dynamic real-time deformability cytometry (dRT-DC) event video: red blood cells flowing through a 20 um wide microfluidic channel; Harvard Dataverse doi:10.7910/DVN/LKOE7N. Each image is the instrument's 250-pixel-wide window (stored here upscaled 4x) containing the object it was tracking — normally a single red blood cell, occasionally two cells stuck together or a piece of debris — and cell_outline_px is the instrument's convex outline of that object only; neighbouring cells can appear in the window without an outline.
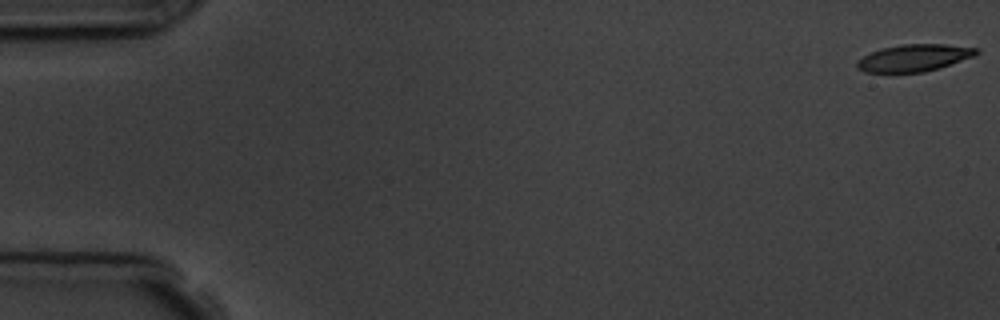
{"species": "common noctule bat (a hibernating species)", "species_latin": "Nyctalus noctula", "temperature_condition": "room temperature", "stored_images_in_passage": 5, "camera_frame_rate_fps": 3000, "um_per_image_px": 0.085, "animal": {"sex": "male", "body_mass_g": 19.5, "forearm_length_mm": 54.6}, "frame": {"image": 1, "passage_image": 1, "time_ms": 0.0, "image_size_px": [1000, 320], "cell_outline_px": [[980, 52], [976, 56], [924, 72], [864, 72], [856, 68], [856, 60], [872, 52], [884, 48], [904, 44], [944, 44], [980, 48]], "centroid_in_image_um": [77.72, 4.91], "position_along_channel_um": 7.3, "area_um2": 18.73}}
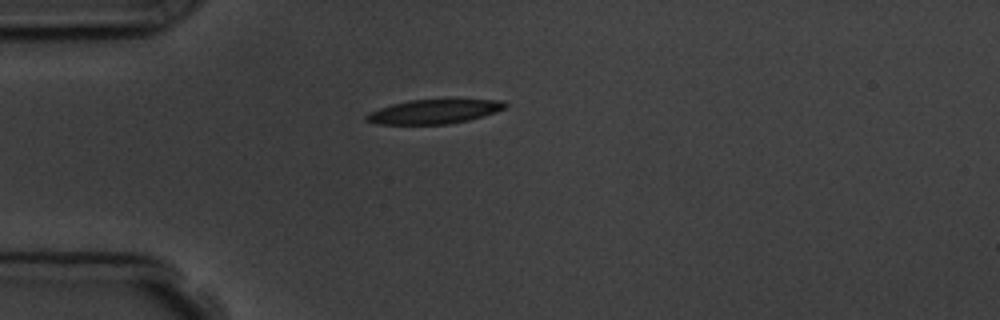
{"frame": {"image": 2, "passage_image": 5, "time_ms": 4.667, "image_size_px": [1000, 320], "cell_outline_px": [[508, 104], [504, 108], [496, 112], [484, 116], [468, 120], [448, 124], [380, 124], [364, 120], [364, 116], [368, 112], [392, 104], [408, 100], [500, 100]], "centroid_in_image_um": [36.86, 9.49], "position_along_channel_um": 48.1, "area_um2": 19.42}}